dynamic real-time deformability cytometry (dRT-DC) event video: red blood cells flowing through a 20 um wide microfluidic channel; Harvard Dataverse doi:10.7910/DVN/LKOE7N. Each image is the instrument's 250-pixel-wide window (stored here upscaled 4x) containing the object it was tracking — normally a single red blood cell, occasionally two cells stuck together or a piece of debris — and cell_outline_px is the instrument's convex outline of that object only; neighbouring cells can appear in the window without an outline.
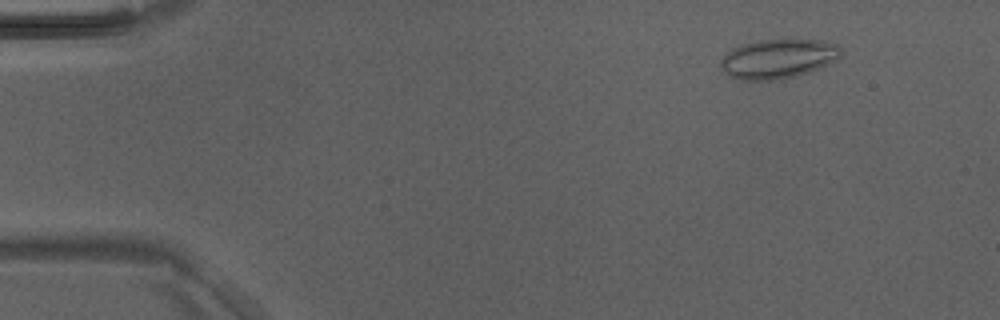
{"species": "Egyptian fruit bat (a non-hibernating species)", "species_latin": "Rousettus aegyptiacus", "temperature_condition": "room temperature", "stored_images_in_passage": 5, "camera_frame_rate_fps": 3000, "um_per_image_px": 0.085, "animal": {"sex": "male"}, "frame": {"image": 1, "passage_image": 2, "time_ms": 0.333, "image_size_px": [1000, 320], "cell_outline_px": [[840, 56], [836, 60], [820, 68], [792, 76], [776, 80], [740, 80], [728, 76], [720, 72], [720, 60], [732, 48], [740, 44], [760, 40], [824, 40], [836, 44], [840, 48]], "centroid_in_image_um": [66.07, 5.0], "position_along_channel_um": 18.9, "area_um2": 27.63}}